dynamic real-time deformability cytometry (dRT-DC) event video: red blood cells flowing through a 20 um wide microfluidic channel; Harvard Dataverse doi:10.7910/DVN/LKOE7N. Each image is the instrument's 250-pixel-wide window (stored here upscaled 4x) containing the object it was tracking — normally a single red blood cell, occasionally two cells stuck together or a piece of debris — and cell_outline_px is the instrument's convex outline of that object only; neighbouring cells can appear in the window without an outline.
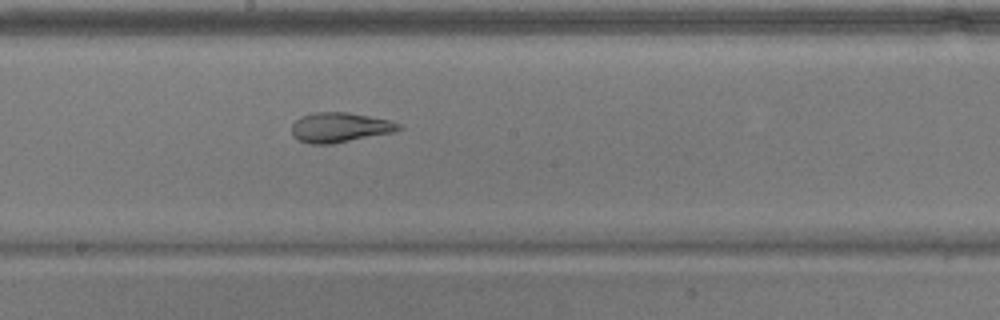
{"species": "common noctule bat (a hibernating species)", "species_latin": "Nyctalus noctula", "temperature_condition": "warm", "stored_images_in_passage": 37, "camera_frame_rate_fps": 3000, "um_per_image_px": 0.085, "animal": {"sex": "male", "body_mass_g": 17.9}, "frame": {"image": 1, "passage_image": 13, "time_ms": 4.0, "image_size_px": [1000, 320], "cell_outline_px": [[404, 128], [392, 132], [332, 144], [308, 144], [300, 140], [292, 132], [292, 124], [300, 116], [316, 112], [348, 112], [388, 120], [400, 124]], "centroid_in_image_um": [28.87, 10.83], "position_along_channel_um": 219.3, "area_um2": 18.38}}
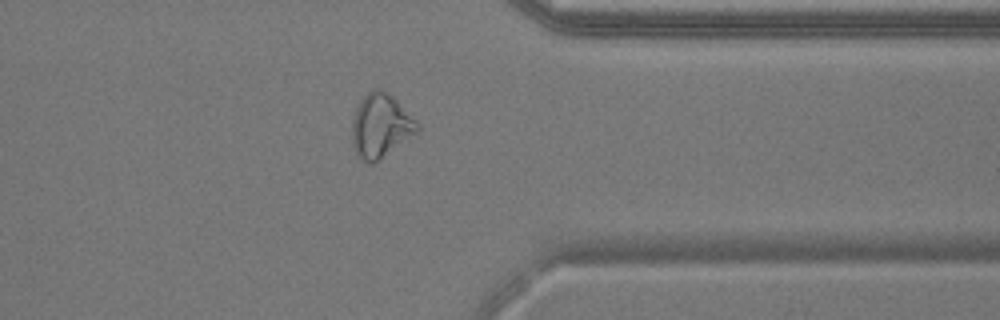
{"frame": {"image": 2, "passage_image": 26, "time_ms": 8.333, "image_size_px": [1000, 320], "cell_outline_px": [[420, 128], [416, 132], [380, 160], [372, 164], [356, 156], [352, 144], [352, 120], [356, 108], [360, 100], [372, 88], [376, 88], [392, 96], [420, 124]], "centroid_in_image_um": [32.32, 10.71], "position_along_channel_um": 379.1, "area_um2": 24.04}}
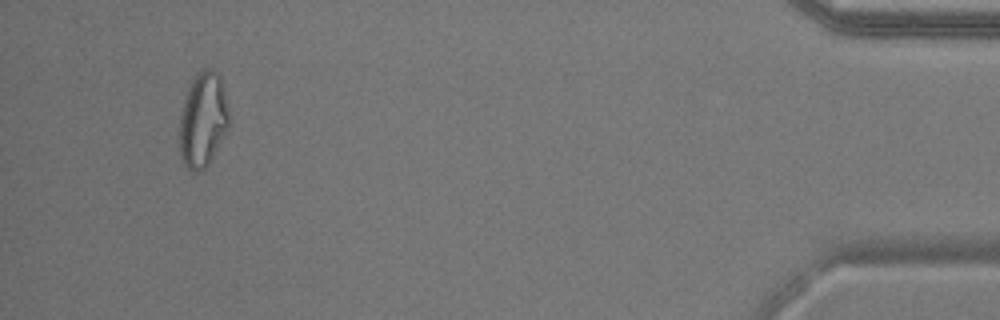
{"frame": {"image": 3, "passage_image": 34, "time_ms": 11.0, "image_size_px": [1000, 320], "cell_outline_px": [[228, 128], [208, 164], [200, 172], [192, 172], [184, 164], [180, 156], [180, 116], [184, 100], [188, 88], [196, 72], [204, 68], [212, 68], [220, 76], [224, 92], [228, 112]], "centroid_in_image_um": [17.23, 10.17], "position_along_channel_um": 418.0, "area_um2": 27.11}, "authors_computed_cell_mechanics": {"area_um2": 19.8832, "velocity_mm_per_s": 3.8339, "shape_relaxation_time_tau1_ms": null, "shape_relaxation_time_tau2_ms": 1.6172, "deformation_change_tau1": null, "deformation_change_tau2": 0.0657}}